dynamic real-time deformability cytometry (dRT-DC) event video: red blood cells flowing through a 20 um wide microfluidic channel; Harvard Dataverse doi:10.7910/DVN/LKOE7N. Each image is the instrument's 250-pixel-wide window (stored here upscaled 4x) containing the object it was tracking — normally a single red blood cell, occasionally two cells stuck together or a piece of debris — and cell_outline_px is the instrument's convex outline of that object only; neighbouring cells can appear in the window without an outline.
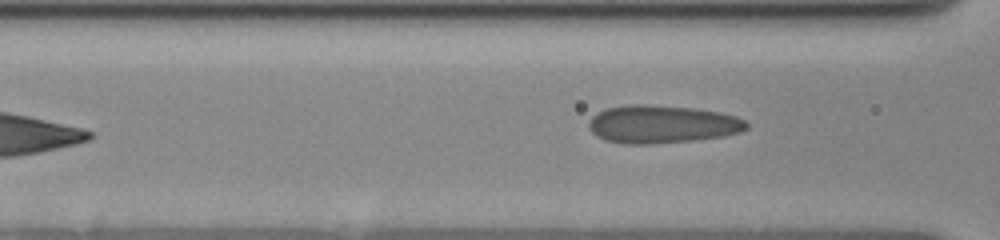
{"species": "human", "species_latin": "Homo sapiens", "temperature_condition": "cold", "stored_images_in_passage": 12, "camera_frame_rate_fps": 3000, "um_per_image_px": 0.085, "donor": {"sex": "female"}, "frame": {"image": 1, "passage_image": 12, "time_ms": 8.667, "image_size_px": [1000, 240], "cell_outline_px": [[748, 128], [740, 132], [724, 136], [692, 140], [652, 144], [624, 144], [604, 140], [596, 136], [588, 128], [588, 124], [592, 116], [596, 112], [608, 108], [628, 104], [644, 104], [692, 108], [720, 112], [736, 116], [744, 120], [748, 124]], "centroid_in_image_um": [56.24, 10.56], "position_along_channel_um": 110.4, "area_um2": 35.03}}